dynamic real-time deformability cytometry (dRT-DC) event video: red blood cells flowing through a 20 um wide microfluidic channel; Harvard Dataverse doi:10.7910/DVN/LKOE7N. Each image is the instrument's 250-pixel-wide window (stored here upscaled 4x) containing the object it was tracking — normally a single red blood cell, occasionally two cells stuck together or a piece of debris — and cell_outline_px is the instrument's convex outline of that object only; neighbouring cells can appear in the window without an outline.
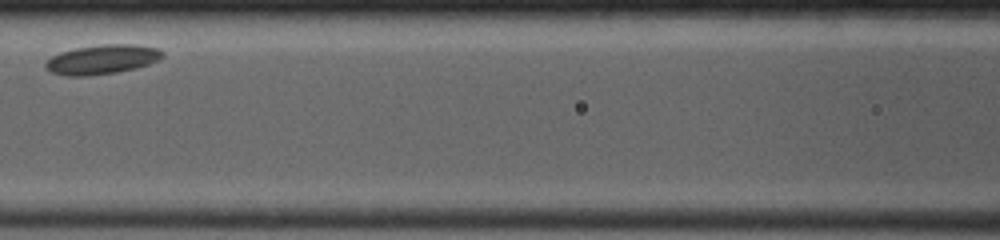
{"species": "common noctule bat (a hibernating species)", "species_latin": "Nyctalus noctula", "temperature_condition": "room temperature", "stored_images_in_passage": 10, "camera_frame_rate_fps": 4000, "um_per_image_px": 0.085, "animal": {"sex": "female", "body_mass_g": 19.0, "forearm_length_mm": 53.3}, "frame": {"image": 1, "passage_image": 8, "time_ms": 4.75, "image_size_px": [1000, 240], "cell_outline_px": [[164, 56], [160, 60], [136, 68], [116, 72], [88, 76], [68, 76], [52, 72], [44, 68], [44, 64], [52, 56], [60, 52], [76, 48], [100, 44], [132, 44], [156, 48], [164, 52]], "centroid_in_image_um": [8.68, 5.05], "position_along_channel_um": 157.9, "area_um2": 20.06}}
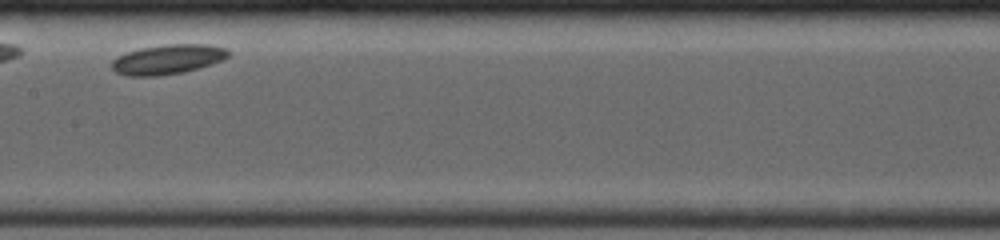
{"frame": {"image": 2, "passage_image": 9, "time_ms": 5.75, "image_size_px": [1000, 240], "cell_outline_px": [[232, 52], [224, 60], [200, 68], [180, 72], [156, 76], [128, 76], [116, 72], [112, 68], [112, 60], [116, 56], [140, 48], [164, 44], [208, 44], [228, 48]], "centroid_in_image_um": [14.3, 5.03], "position_along_channel_um": 193.1, "area_um2": 20.35}}